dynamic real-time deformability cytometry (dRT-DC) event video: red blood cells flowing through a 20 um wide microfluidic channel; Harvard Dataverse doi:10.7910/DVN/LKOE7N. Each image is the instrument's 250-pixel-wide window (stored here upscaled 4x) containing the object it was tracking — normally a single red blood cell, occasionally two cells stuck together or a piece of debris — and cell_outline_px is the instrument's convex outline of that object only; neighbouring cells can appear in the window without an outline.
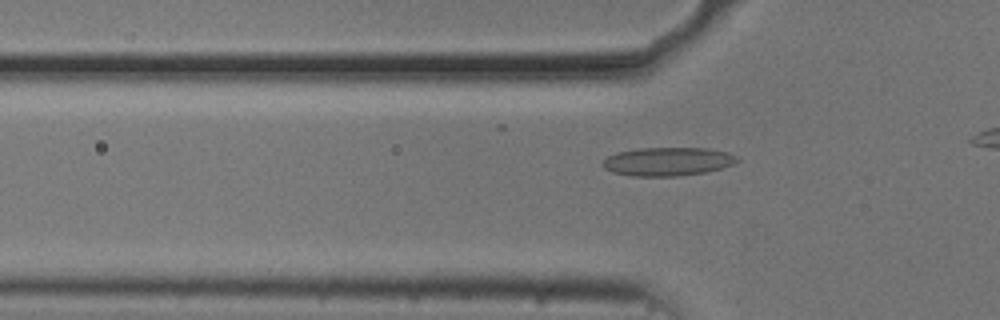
{"species": "common noctule bat (a hibernating species)", "species_latin": "Nyctalus noctula", "temperature_condition": "cold", "stored_images_in_passage": 22, "camera_frame_rate_fps": 3000, "um_per_image_px": 0.085, "animal": {"sex": "male", "body_mass_g": 20.5, "forearm_length_mm": 52.5}, "frame": {"image": 1, "passage_image": 12, "time_ms": 3.667, "image_size_px": [1000, 320], "cell_outline_px": [[740, 160], [732, 164], [720, 168], [704, 172], [676, 176], [632, 176], [612, 172], [604, 168], [600, 164], [608, 156], [616, 152], [640, 148], [708, 148], [728, 152], [736, 156]], "centroid_in_image_um": [56.72, 13.72], "position_along_channel_um": 69.1, "area_um2": 22.31}}
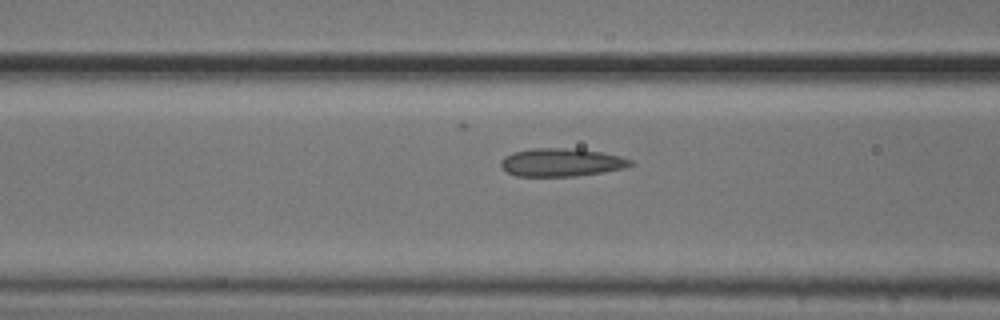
{"frame": {"image": 2, "passage_image": 16, "time_ms": 5.0, "image_size_px": [1000, 320], "cell_outline_px": [[636, 164], [624, 168], [576, 176], [516, 176], [500, 168], [500, 160], [504, 156], [512, 152], [532, 148], [576, 148], [600, 152], [620, 156], [632, 160]], "centroid_in_image_um": [47.69, 13.79], "position_along_channel_um": 118.9, "area_um2": 21.39}}
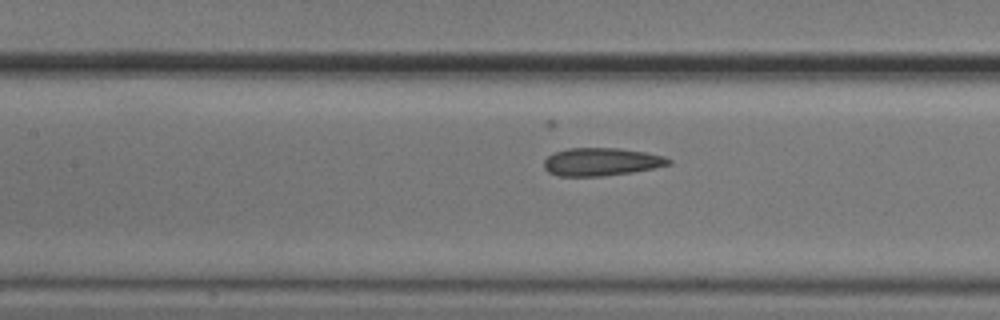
{"frame": {"image": 3, "passage_image": 19, "time_ms": 6.0, "image_size_px": [1000, 320], "cell_outline_px": [[672, 164], [632, 172], [604, 176], [556, 176], [548, 172], [544, 168], [544, 160], [548, 156], [556, 152], [568, 148], [620, 148], [648, 152], [664, 156], [672, 160]], "centroid_in_image_um": [51.12, 13.75], "position_along_channel_um": 156.3, "area_um2": 20.4}}